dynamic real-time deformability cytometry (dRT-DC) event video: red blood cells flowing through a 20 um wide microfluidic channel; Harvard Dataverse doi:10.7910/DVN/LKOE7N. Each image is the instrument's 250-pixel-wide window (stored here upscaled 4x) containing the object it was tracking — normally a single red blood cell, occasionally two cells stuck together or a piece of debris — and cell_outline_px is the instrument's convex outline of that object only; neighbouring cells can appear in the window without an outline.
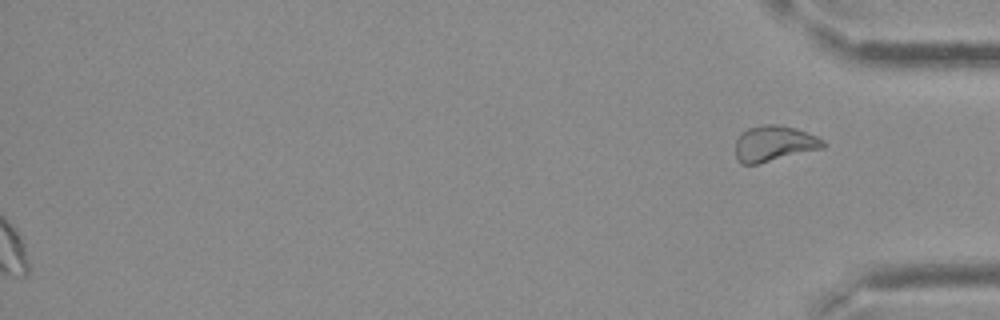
{"species": "Egyptian fruit bat (a non-hibernating species)", "species_latin": "Rousettus aegyptiacus", "temperature_condition": "cold", "stored_images_in_passage": 33, "segment_of_instrument_passage": [2, 2], "camera_frame_rate_fps": 3000, "um_per_image_px": 0.085, "frame": {"image": 1, "passage_image": 33, "time_ms": 10.667, "image_size_px": [1000, 320], "cell_outline_px": [[828, 144], [824, 148], [760, 164], [740, 164], [736, 156], [736, 140], [748, 128], [764, 124], [776, 124], [796, 128], [816, 136], [824, 140]], "centroid_in_image_um": [65.83, 12.21], "position_along_channel_um": 369.4, "area_um2": 18.38}}